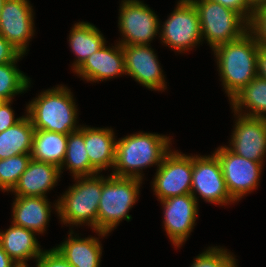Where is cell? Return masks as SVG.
<instances>
[{
	"label": "cell",
	"instance_id": "cell-24",
	"mask_svg": "<svg viewBox=\"0 0 266 267\" xmlns=\"http://www.w3.org/2000/svg\"><path fill=\"white\" fill-rule=\"evenodd\" d=\"M34 133L29 116L22 115L17 123L0 133V159L31 154Z\"/></svg>",
	"mask_w": 266,
	"mask_h": 267
},
{
	"label": "cell",
	"instance_id": "cell-36",
	"mask_svg": "<svg viewBox=\"0 0 266 267\" xmlns=\"http://www.w3.org/2000/svg\"><path fill=\"white\" fill-rule=\"evenodd\" d=\"M16 263L7 255L0 245V267H14Z\"/></svg>",
	"mask_w": 266,
	"mask_h": 267
},
{
	"label": "cell",
	"instance_id": "cell-8",
	"mask_svg": "<svg viewBox=\"0 0 266 267\" xmlns=\"http://www.w3.org/2000/svg\"><path fill=\"white\" fill-rule=\"evenodd\" d=\"M118 28L120 45H150L160 32L158 15L140 0H122Z\"/></svg>",
	"mask_w": 266,
	"mask_h": 267
},
{
	"label": "cell",
	"instance_id": "cell-19",
	"mask_svg": "<svg viewBox=\"0 0 266 267\" xmlns=\"http://www.w3.org/2000/svg\"><path fill=\"white\" fill-rule=\"evenodd\" d=\"M51 202L47 197H17L12 203L14 225L32 230L38 234L46 231L51 217Z\"/></svg>",
	"mask_w": 266,
	"mask_h": 267
},
{
	"label": "cell",
	"instance_id": "cell-5",
	"mask_svg": "<svg viewBox=\"0 0 266 267\" xmlns=\"http://www.w3.org/2000/svg\"><path fill=\"white\" fill-rule=\"evenodd\" d=\"M143 180L102 175V193L97 213V231L111 233L120 221H131L129 210L138 201Z\"/></svg>",
	"mask_w": 266,
	"mask_h": 267
},
{
	"label": "cell",
	"instance_id": "cell-28",
	"mask_svg": "<svg viewBox=\"0 0 266 267\" xmlns=\"http://www.w3.org/2000/svg\"><path fill=\"white\" fill-rule=\"evenodd\" d=\"M31 158V154H20L0 159V190L2 192H11L14 189Z\"/></svg>",
	"mask_w": 266,
	"mask_h": 267
},
{
	"label": "cell",
	"instance_id": "cell-29",
	"mask_svg": "<svg viewBox=\"0 0 266 267\" xmlns=\"http://www.w3.org/2000/svg\"><path fill=\"white\" fill-rule=\"evenodd\" d=\"M235 257L226 248L209 246L195 257L190 267H238Z\"/></svg>",
	"mask_w": 266,
	"mask_h": 267
},
{
	"label": "cell",
	"instance_id": "cell-4",
	"mask_svg": "<svg viewBox=\"0 0 266 267\" xmlns=\"http://www.w3.org/2000/svg\"><path fill=\"white\" fill-rule=\"evenodd\" d=\"M100 175L73 178L75 184L69 186L53 205L62 224H69L71 228L86 224L97 231V213L102 193Z\"/></svg>",
	"mask_w": 266,
	"mask_h": 267
},
{
	"label": "cell",
	"instance_id": "cell-30",
	"mask_svg": "<svg viewBox=\"0 0 266 267\" xmlns=\"http://www.w3.org/2000/svg\"><path fill=\"white\" fill-rule=\"evenodd\" d=\"M249 31L256 37L260 46L266 47V5L253 10Z\"/></svg>",
	"mask_w": 266,
	"mask_h": 267
},
{
	"label": "cell",
	"instance_id": "cell-22",
	"mask_svg": "<svg viewBox=\"0 0 266 267\" xmlns=\"http://www.w3.org/2000/svg\"><path fill=\"white\" fill-rule=\"evenodd\" d=\"M69 46L75 54L76 60L72 64V71L75 72L85 60L100 50L105 44L101 31L89 22H76L69 33Z\"/></svg>",
	"mask_w": 266,
	"mask_h": 267
},
{
	"label": "cell",
	"instance_id": "cell-3",
	"mask_svg": "<svg viewBox=\"0 0 266 267\" xmlns=\"http://www.w3.org/2000/svg\"><path fill=\"white\" fill-rule=\"evenodd\" d=\"M73 93L65 85L42 91L26 105L35 130H45L68 135L78 131V108Z\"/></svg>",
	"mask_w": 266,
	"mask_h": 267
},
{
	"label": "cell",
	"instance_id": "cell-9",
	"mask_svg": "<svg viewBox=\"0 0 266 267\" xmlns=\"http://www.w3.org/2000/svg\"><path fill=\"white\" fill-rule=\"evenodd\" d=\"M173 150L164 156L151 181L153 192L159 201L191 194L193 155Z\"/></svg>",
	"mask_w": 266,
	"mask_h": 267
},
{
	"label": "cell",
	"instance_id": "cell-35",
	"mask_svg": "<svg viewBox=\"0 0 266 267\" xmlns=\"http://www.w3.org/2000/svg\"><path fill=\"white\" fill-rule=\"evenodd\" d=\"M258 76L266 79V47L261 46L258 56Z\"/></svg>",
	"mask_w": 266,
	"mask_h": 267
},
{
	"label": "cell",
	"instance_id": "cell-10",
	"mask_svg": "<svg viewBox=\"0 0 266 267\" xmlns=\"http://www.w3.org/2000/svg\"><path fill=\"white\" fill-rule=\"evenodd\" d=\"M213 153L218 157L226 188L235 202L260 186L263 163L238 156L226 145L219 146Z\"/></svg>",
	"mask_w": 266,
	"mask_h": 267
},
{
	"label": "cell",
	"instance_id": "cell-18",
	"mask_svg": "<svg viewBox=\"0 0 266 267\" xmlns=\"http://www.w3.org/2000/svg\"><path fill=\"white\" fill-rule=\"evenodd\" d=\"M70 230L68 238L54 248L73 267H100L103 247L99 239L108 234L94 231L98 234V238L91 237V235L87 238H81L71 228Z\"/></svg>",
	"mask_w": 266,
	"mask_h": 267
},
{
	"label": "cell",
	"instance_id": "cell-12",
	"mask_svg": "<svg viewBox=\"0 0 266 267\" xmlns=\"http://www.w3.org/2000/svg\"><path fill=\"white\" fill-rule=\"evenodd\" d=\"M29 0H6L0 14V34L22 55L34 36V10Z\"/></svg>",
	"mask_w": 266,
	"mask_h": 267
},
{
	"label": "cell",
	"instance_id": "cell-16",
	"mask_svg": "<svg viewBox=\"0 0 266 267\" xmlns=\"http://www.w3.org/2000/svg\"><path fill=\"white\" fill-rule=\"evenodd\" d=\"M74 73L91 83L126 75L122 45L116 42L115 46L108 47L105 44L89 56Z\"/></svg>",
	"mask_w": 266,
	"mask_h": 267
},
{
	"label": "cell",
	"instance_id": "cell-40",
	"mask_svg": "<svg viewBox=\"0 0 266 267\" xmlns=\"http://www.w3.org/2000/svg\"><path fill=\"white\" fill-rule=\"evenodd\" d=\"M14 267H29L28 264L27 265H19V264H16Z\"/></svg>",
	"mask_w": 266,
	"mask_h": 267
},
{
	"label": "cell",
	"instance_id": "cell-7",
	"mask_svg": "<svg viewBox=\"0 0 266 267\" xmlns=\"http://www.w3.org/2000/svg\"><path fill=\"white\" fill-rule=\"evenodd\" d=\"M158 37L161 43L179 53L189 52L203 42L199 14L191 0L177 2L167 20L160 24Z\"/></svg>",
	"mask_w": 266,
	"mask_h": 267
},
{
	"label": "cell",
	"instance_id": "cell-11",
	"mask_svg": "<svg viewBox=\"0 0 266 267\" xmlns=\"http://www.w3.org/2000/svg\"><path fill=\"white\" fill-rule=\"evenodd\" d=\"M191 194L196 200L201 197L211 204L227 206L235 203L226 188L221 164L214 153L208 156L194 154Z\"/></svg>",
	"mask_w": 266,
	"mask_h": 267
},
{
	"label": "cell",
	"instance_id": "cell-27",
	"mask_svg": "<svg viewBox=\"0 0 266 267\" xmlns=\"http://www.w3.org/2000/svg\"><path fill=\"white\" fill-rule=\"evenodd\" d=\"M23 56L21 54L15 61L0 65V97L6 101H13L16 95L26 92L31 86L30 77L16 66Z\"/></svg>",
	"mask_w": 266,
	"mask_h": 267
},
{
	"label": "cell",
	"instance_id": "cell-21",
	"mask_svg": "<svg viewBox=\"0 0 266 267\" xmlns=\"http://www.w3.org/2000/svg\"><path fill=\"white\" fill-rule=\"evenodd\" d=\"M6 231H0V245L7 255L19 265H27L37 259L42 252L36 232L11 223Z\"/></svg>",
	"mask_w": 266,
	"mask_h": 267
},
{
	"label": "cell",
	"instance_id": "cell-23",
	"mask_svg": "<svg viewBox=\"0 0 266 267\" xmlns=\"http://www.w3.org/2000/svg\"><path fill=\"white\" fill-rule=\"evenodd\" d=\"M229 101L234 113L266 118V79L260 76L255 77Z\"/></svg>",
	"mask_w": 266,
	"mask_h": 267
},
{
	"label": "cell",
	"instance_id": "cell-25",
	"mask_svg": "<svg viewBox=\"0 0 266 267\" xmlns=\"http://www.w3.org/2000/svg\"><path fill=\"white\" fill-rule=\"evenodd\" d=\"M67 135L45 130H35L33 137L32 159L51 163L59 168L64 161Z\"/></svg>",
	"mask_w": 266,
	"mask_h": 267
},
{
	"label": "cell",
	"instance_id": "cell-31",
	"mask_svg": "<svg viewBox=\"0 0 266 267\" xmlns=\"http://www.w3.org/2000/svg\"><path fill=\"white\" fill-rule=\"evenodd\" d=\"M35 261L36 267H73L54 247L50 250L44 249L42 254Z\"/></svg>",
	"mask_w": 266,
	"mask_h": 267
},
{
	"label": "cell",
	"instance_id": "cell-32",
	"mask_svg": "<svg viewBox=\"0 0 266 267\" xmlns=\"http://www.w3.org/2000/svg\"><path fill=\"white\" fill-rule=\"evenodd\" d=\"M221 5L239 13L248 23L253 16V9L245 2V0H213Z\"/></svg>",
	"mask_w": 266,
	"mask_h": 267
},
{
	"label": "cell",
	"instance_id": "cell-14",
	"mask_svg": "<svg viewBox=\"0 0 266 267\" xmlns=\"http://www.w3.org/2000/svg\"><path fill=\"white\" fill-rule=\"evenodd\" d=\"M234 117L236 120L227 147L238 156L264 164L266 118L248 117L237 113H234Z\"/></svg>",
	"mask_w": 266,
	"mask_h": 267
},
{
	"label": "cell",
	"instance_id": "cell-39",
	"mask_svg": "<svg viewBox=\"0 0 266 267\" xmlns=\"http://www.w3.org/2000/svg\"><path fill=\"white\" fill-rule=\"evenodd\" d=\"M7 102L3 97H0V107Z\"/></svg>",
	"mask_w": 266,
	"mask_h": 267
},
{
	"label": "cell",
	"instance_id": "cell-38",
	"mask_svg": "<svg viewBox=\"0 0 266 267\" xmlns=\"http://www.w3.org/2000/svg\"><path fill=\"white\" fill-rule=\"evenodd\" d=\"M6 0H0V14H1V10H2V8H3V5H4V2H5Z\"/></svg>",
	"mask_w": 266,
	"mask_h": 267
},
{
	"label": "cell",
	"instance_id": "cell-15",
	"mask_svg": "<svg viewBox=\"0 0 266 267\" xmlns=\"http://www.w3.org/2000/svg\"><path fill=\"white\" fill-rule=\"evenodd\" d=\"M122 49L126 75L148 90H166L165 75L151 45H123Z\"/></svg>",
	"mask_w": 266,
	"mask_h": 267
},
{
	"label": "cell",
	"instance_id": "cell-33",
	"mask_svg": "<svg viewBox=\"0 0 266 267\" xmlns=\"http://www.w3.org/2000/svg\"><path fill=\"white\" fill-rule=\"evenodd\" d=\"M12 102V100L7 101L0 107V133L21 119V117L15 118L14 110L11 107Z\"/></svg>",
	"mask_w": 266,
	"mask_h": 267
},
{
	"label": "cell",
	"instance_id": "cell-20",
	"mask_svg": "<svg viewBox=\"0 0 266 267\" xmlns=\"http://www.w3.org/2000/svg\"><path fill=\"white\" fill-rule=\"evenodd\" d=\"M112 128L84 126V142L90 165L100 174L103 170L114 168L116 142Z\"/></svg>",
	"mask_w": 266,
	"mask_h": 267
},
{
	"label": "cell",
	"instance_id": "cell-37",
	"mask_svg": "<svg viewBox=\"0 0 266 267\" xmlns=\"http://www.w3.org/2000/svg\"><path fill=\"white\" fill-rule=\"evenodd\" d=\"M245 2L254 10L257 7L265 5L266 0H245Z\"/></svg>",
	"mask_w": 266,
	"mask_h": 267
},
{
	"label": "cell",
	"instance_id": "cell-1",
	"mask_svg": "<svg viewBox=\"0 0 266 267\" xmlns=\"http://www.w3.org/2000/svg\"><path fill=\"white\" fill-rule=\"evenodd\" d=\"M260 47L256 37L248 31L241 38L212 50L229 100L258 76Z\"/></svg>",
	"mask_w": 266,
	"mask_h": 267
},
{
	"label": "cell",
	"instance_id": "cell-26",
	"mask_svg": "<svg viewBox=\"0 0 266 267\" xmlns=\"http://www.w3.org/2000/svg\"><path fill=\"white\" fill-rule=\"evenodd\" d=\"M64 168L69 170L73 178L98 174L90 165L84 142L83 125L78 131L71 132L67 135L66 155L60 167L61 173H63L62 170Z\"/></svg>",
	"mask_w": 266,
	"mask_h": 267
},
{
	"label": "cell",
	"instance_id": "cell-34",
	"mask_svg": "<svg viewBox=\"0 0 266 267\" xmlns=\"http://www.w3.org/2000/svg\"><path fill=\"white\" fill-rule=\"evenodd\" d=\"M21 53L0 34V65L15 61Z\"/></svg>",
	"mask_w": 266,
	"mask_h": 267
},
{
	"label": "cell",
	"instance_id": "cell-13",
	"mask_svg": "<svg viewBox=\"0 0 266 267\" xmlns=\"http://www.w3.org/2000/svg\"><path fill=\"white\" fill-rule=\"evenodd\" d=\"M198 202L192 194L161 200L163 206V225L174 248H180L188 240L196 225Z\"/></svg>",
	"mask_w": 266,
	"mask_h": 267
},
{
	"label": "cell",
	"instance_id": "cell-17",
	"mask_svg": "<svg viewBox=\"0 0 266 267\" xmlns=\"http://www.w3.org/2000/svg\"><path fill=\"white\" fill-rule=\"evenodd\" d=\"M61 175L58 166L31 158L11 192L17 197H47L46 193L57 185Z\"/></svg>",
	"mask_w": 266,
	"mask_h": 267
},
{
	"label": "cell",
	"instance_id": "cell-2",
	"mask_svg": "<svg viewBox=\"0 0 266 267\" xmlns=\"http://www.w3.org/2000/svg\"><path fill=\"white\" fill-rule=\"evenodd\" d=\"M171 140L170 136L143 131L119 138L116 142L114 168L110 174L143 180V169L160 166L171 149Z\"/></svg>",
	"mask_w": 266,
	"mask_h": 267
},
{
	"label": "cell",
	"instance_id": "cell-6",
	"mask_svg": "<svg viewBox=\"0 0 266 267\" xmlns=\"http://www.w3.org/2000/svg\"><path fill=\"white\" fill-rule=\"evenodd\" d=\"M200 19L202 41L212 50L218 45L241 38L249 31V23L237 12L213 0H191Z\"/></svg>",
	"mask_w": 266,
	"mask_h": 267
}]
</instances>
